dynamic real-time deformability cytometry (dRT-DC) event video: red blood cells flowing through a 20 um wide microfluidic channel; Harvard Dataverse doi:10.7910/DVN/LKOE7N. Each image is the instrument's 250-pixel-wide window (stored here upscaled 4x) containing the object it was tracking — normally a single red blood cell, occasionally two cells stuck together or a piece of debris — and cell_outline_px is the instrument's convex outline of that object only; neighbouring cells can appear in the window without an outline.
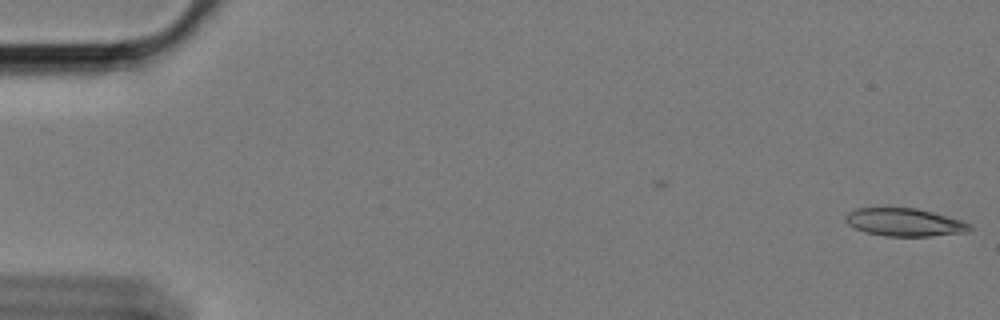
{"species": "Egyptian fruit bat (a non-hibernating species)", "species_latin": "Rousettus aegyptiacus", "temperature_condition": "cold", "stored_images_in_passage": 3, "camera_frame_rate_fps": 3000, "um_per_image_px": 0.085, "animal": {"sex": "female"}, "frame": {"image": 1, "passage_image": 3, "time_ms": 0.667, "image_size_px": [1000, 320], "cell_outline_px": [[972, 228], [968, 232], [932, 236], [884, 236], [864, 232], [848, 224], [844, 220], [844, 216], [848, 212], [856, 208], [916, 208], [932, 212], [960, 220], [972, 224]], "centroid_in_image_um": [76.87, 18.9], "position_along_channel_um": 8.1, "area_um2": 20.23}}